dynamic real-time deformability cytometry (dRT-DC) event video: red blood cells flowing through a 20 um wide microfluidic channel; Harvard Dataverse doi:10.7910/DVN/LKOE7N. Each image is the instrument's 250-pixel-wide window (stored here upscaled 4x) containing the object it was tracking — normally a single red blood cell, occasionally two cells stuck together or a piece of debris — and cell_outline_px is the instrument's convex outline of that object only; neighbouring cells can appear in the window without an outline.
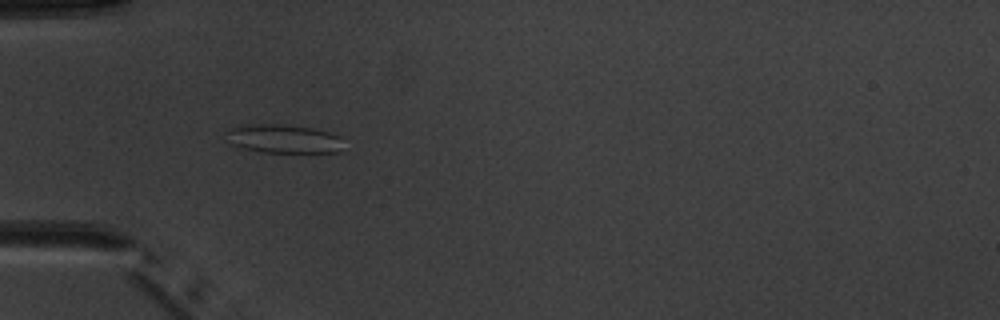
{"species": "common noctule bat (a hibernating species)", "species_latin": "Nyctalus noctula", "temperature_condition": "warm", "stored_images_in_passage": 2, "camera_frame_rate_fps": 3000, "um_per_image_px": 0.085, "animal": {"sex": "male", "body_mass_g": 20.1, "forearm_length_mm": 53.5}, "frame": {"image": 1, "passage_image": 1, "time_ms": 0.0, "image_size_px": [1000, 320], "cell_outline_px": [[340, 152], [260, 152], [244, 148], [232, 144], [228, 132], [232, 128], [248, 124], [276, 124], [312, 128], [328, 132], [340, 136]], "centroid_in_image_um": [24.13, 11.8], "position_along_channel_um": 60.9, "area_um2": 19.02}}
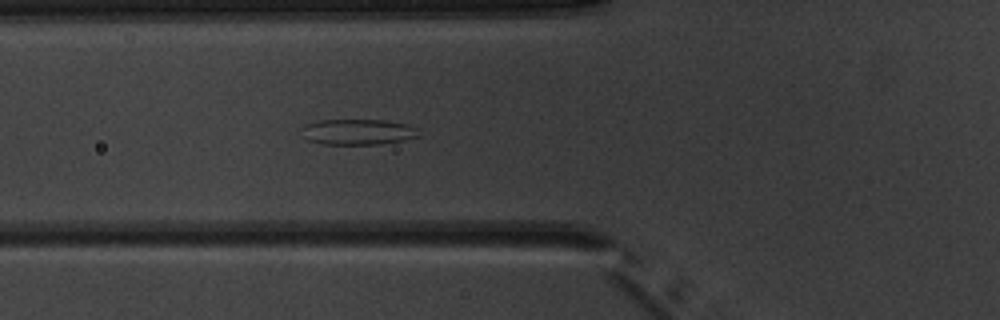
{"frame": {"image": 2, "passage_image": 2, "time_ms": 1.0, "image_size_px": [1000, 320], "cell_outline_px": [[420, 136], [404, 140], [376, 144], [324, 144], [308, 140], [300, 128], [304, 124], [320, 120], [384, 120], [408, 124], [416, 128]], "centroid_in_image_um": [30.42, 11.2], "position_along_channel_um": 95.4, "area_um2": 17.46}}